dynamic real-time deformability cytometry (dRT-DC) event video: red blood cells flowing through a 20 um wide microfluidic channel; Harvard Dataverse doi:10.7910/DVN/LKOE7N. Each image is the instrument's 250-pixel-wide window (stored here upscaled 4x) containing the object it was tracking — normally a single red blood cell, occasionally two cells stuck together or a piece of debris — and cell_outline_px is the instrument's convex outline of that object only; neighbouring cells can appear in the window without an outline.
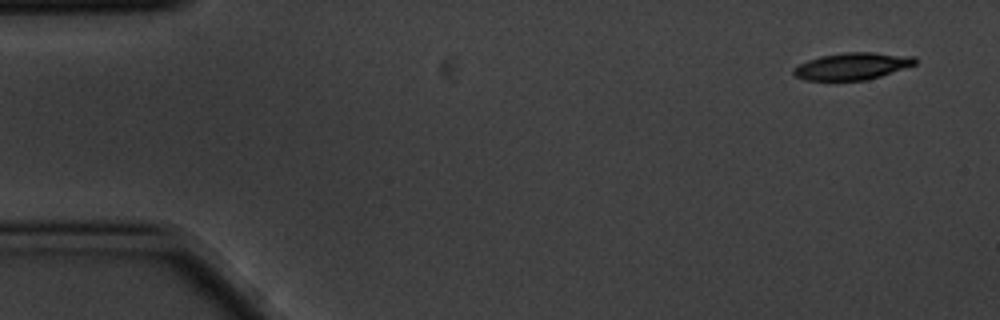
{"species": "common noctule bat (a hibernating species)", "species_latin": "Nyctalus noctula", "temperature_condition": "cold", "stored_images_in_passage": 9, "camera_frame_rate_fps": 3000, "um_per_image_px": 0.085, "animal": {"sex": "male", "body_mass_g": 20.1, "forearm_length_mm": 53.5}, "frame": {"image": 1, "passage_image": 1, "time_ms": 0.0, "image_size_px": [1000, 320], "cell_outline_px": [[916, 64], [868, 80], [804, 80], [796, 76], [792, 72], [792, 68], [808, 60], [820, 56], [844, 52], [872, 52], [916, 56]], "centroid_in_image_um": [72.44, 5.62], "position_along_channel_um": 12.6, "area_um2": 19.13}}
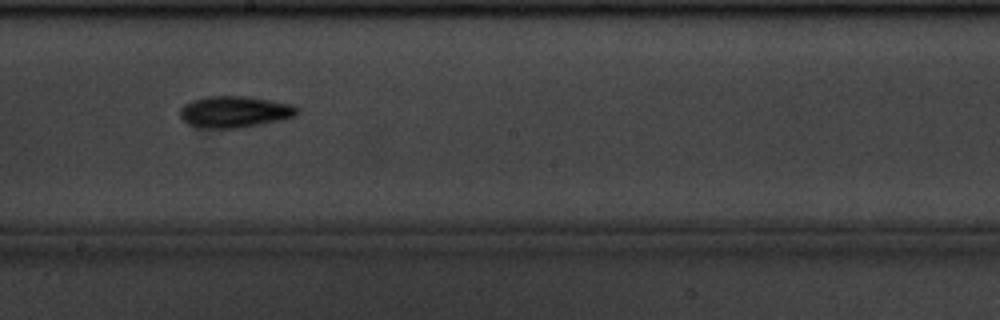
{"frame": {"image": 2, "passage_image": 9, "time_ms": 2.667, "image_size_px": [1000, 320], "cell_outline_px": [[300, 112], [296, 116], [280, 120], [236, 128], [212, 128], [188, 124], [180, 116], [180, 108], [184, 104], [192, 100], [208, 96], [244, 96], [272, 100], [296, 104], [300, 108]], "centroid_in_image_um": [20.01, 9.48], "position_along_channel_um": 228.2, "area_um2": 21.5}}